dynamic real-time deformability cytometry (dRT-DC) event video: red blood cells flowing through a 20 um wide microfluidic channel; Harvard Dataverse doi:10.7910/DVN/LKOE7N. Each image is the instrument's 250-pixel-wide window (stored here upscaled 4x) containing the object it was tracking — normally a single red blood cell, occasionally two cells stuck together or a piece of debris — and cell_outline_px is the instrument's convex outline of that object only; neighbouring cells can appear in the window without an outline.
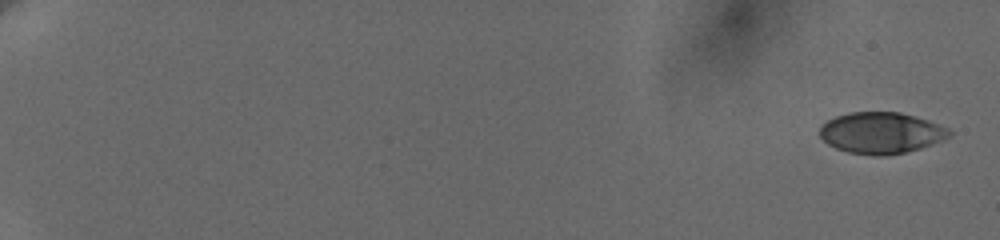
{"species": "human", "species_latin": "Homo sapiens", "temperature_condition": "cold", "stored_images_in_passage": 54, "camera_frame_rate_fps": 3000, "um_per_image_px": 0.085, "donor": {"sex": "female"}, "frame": {"image": 1, "passage_image": 1, "time_ms": 0.0, "image_size_px": [1000, 240], "cell_outline_px": [[952, 132], [948, 136], [932, 144], [920, 148], [904, 152], [880, 156], [872, 156], [848, 152], [836, 148], [828, 144], [820, 136], [820, 124], [836, 116], [852, 112], [900, 112], [928, 120], [948, 128]], "centroid_in_image_um": [74.86, 11.29], "position_along_channel_um": 10.1, "area_um2": 30.98}}
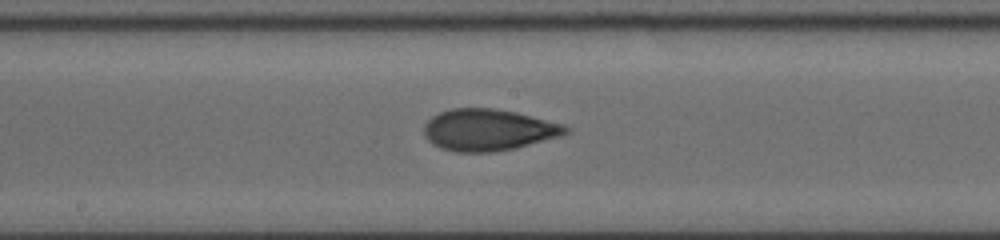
{"frame": {"image": 2, "passage_image": 31, "time_ms": 11.333, "image_size_px": [1000, 240], "cell_outline_px": [[568, 132], [560, 136], [516, 148], [492, 152], [456, 152], [440, 148], [432, 144], [424, 136], [424, 124], [432, 116], [440, 112], [452, 108], [492, 108], [516, 112], [564, 124], [568, 128]], "centroid_in_image_um": [41.48, 11.04], "position_along_channel_um": 206.7, "area_um2": 34.39}}
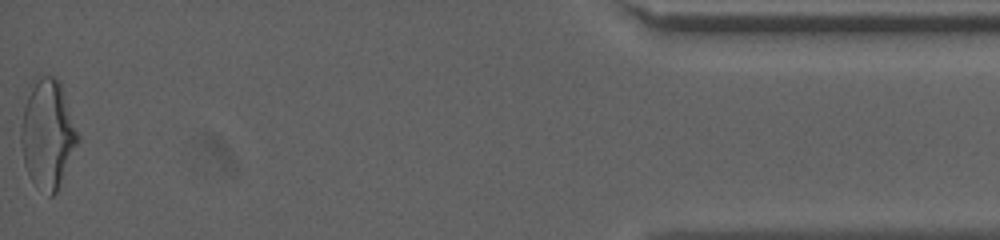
{"frame": {"image": 3, "passage_image": 54, "time_ms": 19.333, "image_size_px": [1000, 240], "cell_outline_px": [[80, 140], [56, 192], [52, 196], [48, 196], [36, 188], [24, 164], [20, 140], [20, 128], [24, 108], [28, 96], [36, 76], [52, 76], [60, 80], [80, 136]], "centroid_in_image_um": [4.06, 11.4], "position_along_channel_um": 431.1, "area_um2": 36.13}, "authors_computed_cell_mechanics": {"area_um2": 33.5818, "velocity_mm_per_s": 3.6685, "shape_relaxation_time_tau1_ms": 5.372, "shape_relaxation_time_tau2_ms": 1.4341, "deformation_change_tau1": 0.1603, "deformation_change_tau2": 0.0648}}